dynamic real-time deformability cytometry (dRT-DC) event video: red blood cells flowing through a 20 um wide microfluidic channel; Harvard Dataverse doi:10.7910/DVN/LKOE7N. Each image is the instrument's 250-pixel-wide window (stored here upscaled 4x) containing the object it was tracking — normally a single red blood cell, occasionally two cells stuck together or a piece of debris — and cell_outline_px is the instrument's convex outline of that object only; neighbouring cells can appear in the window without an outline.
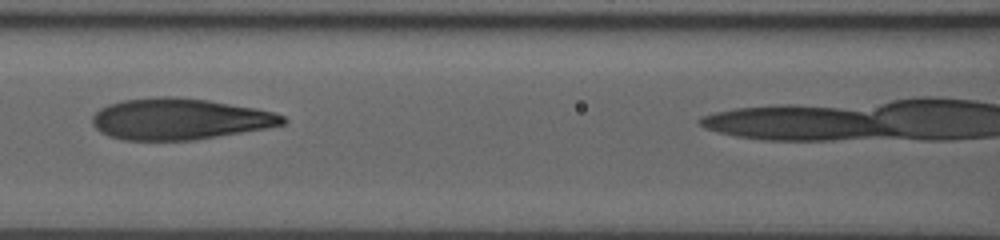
{"species": "human", "species_latin": "Homo sapiens", "temperature_condition": "room temperature", "stored_images_in_passage": 32, "camera_frame_rate_fps": 3000, "um_per_image_px": 0.085, "donor": {"sex": "male"}, "frame": {"image": 1, "passage_image": 12, "time_ms": 3.667, "image_size_px": [1000, 240], "cell_outline_px": [[288, 120], [284, 124], [268, 128], [192, 140], [124, 140], [108, 136], [100, 132], [92, 124], [92, 116], [100, 108], [108, 104], [124, 100], [156, 96], [176, 96], [208, 100], [256, 108], [272, 112], [284, 116]], "centroid_in_image_um": [15.25, 10.11], "position_along_channel_um": 151.3, "area_um2": 45.89}}
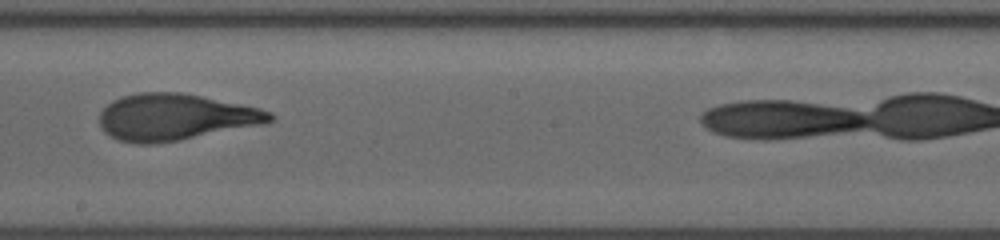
{"frame": {"image": 2, "passage_image": 18, "time_ms": 5.667, "image_size_px": [1000, 240], "cell_outline_px": [[276, 116], [268, 124], [176, 140], [152, 144], [136, 144], [120, 140], [104, 132], [100, 128], [100, 112], [112, 100], [136, 92], [180, 92], [260, 108], [272, 112]], "centroid_in_image_um": [14.91, 9.95], "position_along_channel_um": 233.3, "area_um2": 46.12}}
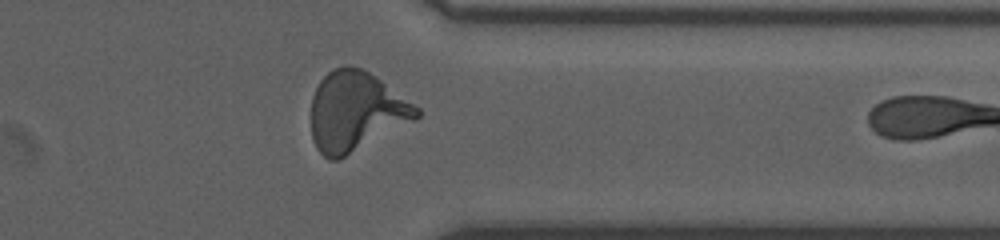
{"frame": {"image": 3, "passage_image": 29, "time_ms": 9.333, "image_size_px": [1000, 240], "cell_outline_px": [[420, 116], [416, 120], [340, 160], [328, 160], [316, 148], [312, 140], [312, 96], [320, 80], [332, 68], [344, 64], [348, 64], [364, 68], [420, 108]], "centroid_in_image_um": [30.25, 9.47], "position_along_channel_um": 381.2, "area_um2": 49.36}}